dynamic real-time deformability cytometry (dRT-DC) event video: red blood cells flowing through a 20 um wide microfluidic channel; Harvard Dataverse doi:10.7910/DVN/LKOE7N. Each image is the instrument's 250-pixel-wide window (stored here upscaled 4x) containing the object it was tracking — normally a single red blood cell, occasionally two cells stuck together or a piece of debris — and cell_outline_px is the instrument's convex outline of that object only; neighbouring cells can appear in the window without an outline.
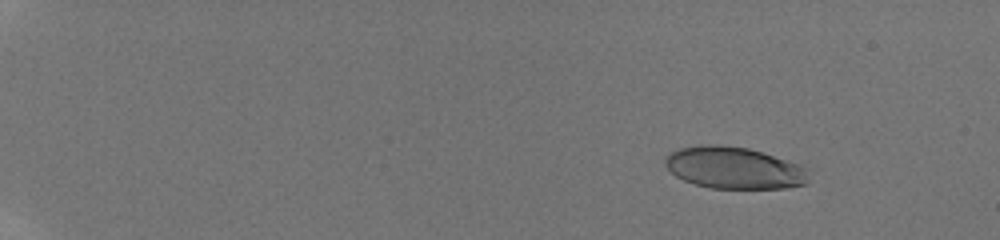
{"species": "human", "species_latin": "Homo sapiens", "temperature_condition": "room temperature", "stored_images_in_passage": 17, "camera_frame_rate_fps": 3000, "um_per_image_px": 0.085, "donor": {"sex": "male"}, "frame": {"image": 1, "passage_image": 6, "time_ms": 2.667, "image_size_px": [1000, 240], "cell_outline_px": [[808, 184], [784, 188], [712, 188], [696, 184], [684, 180], [676, 176], [664, 164], [664, 160], [672, 152], [680, 148], [696, 144], [720, 144], [748, 148], [804, 164], [808, 168]], "centroid_in_image_um": [62.46, 14.25], "position_along_channel_um": 22.5, "area_um2": 35.37}}
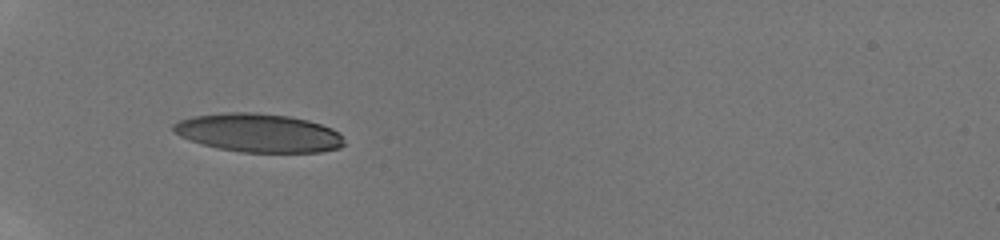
{"frame": {"image": 2, "passage_image": 16, "time_ms": 7.333, "image_size_px": [1000, 240], "cell_outline_px": [[344, 144], [340, 148], [320, 152], [240, 152], [216, 148], [180, 136], [172, 128], [172, 124], [180, 120], [192, 116], [228, 112], [256, 112], [288, 116], [308, 120], [332, 128], [340, 132], [344, 140]], "centroid_in_image_um": [22.0, 11.29], "position_along_channel_um": 63.0, "area_um2": 38.38}}